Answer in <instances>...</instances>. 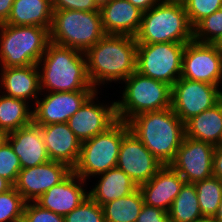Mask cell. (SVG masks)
<instances>
[{
	"mask_svg": "<svg viewBox=\"0 0 222 222\" xmlns=\"http://www.w3.org/2000/svg\"><path fill=\"white\" fill-rule=\"evenodd\" d=\"M37 66L41 93L96 91L87 74L84 52L50 42Z\"/></svg>",
	"mask_w": 222,
	"mask_h": 222,
	"instance_id": "2",
	"label": "cell"
},
{
	"mask_svg": "<svg viewBox=\"0 0 222 222\" xmlns=\"http://www.w3.org/2000/svg\"><path fill=\"white\" fill-rule=\"evenodd\" d=\"M110 0H95L96 5L101 8L102 6L106 5Z\"/></svg>",
	"mask_w": 222,
	"mask_h": 222,
	"instance_id": "45",
	"label": "cell"
},
{
	"mask_svg": "<svg viewBox=\"0 0 222 222\" xmlns=\"http://www.w3.org/2000/svg\"><path fill=\"white\" fill-rule=\"evenodd\" d=\"M22 222H65V220L63 216L42 208L36 202H26Z\"/></svg>",
	"mask_w": 222,
	"mask_h": 222,
	"instance_id": "35",
	"label": "cell"
},
{
	"mask_svg": "<svg viewBox=\"0 0 222 222\" xmlns=\"http://www.w3.org/2000/svg\"><path fill=\"white\" fill-rule=\"evenodd\" d=\"M65 222H105L102 206L89 196L70 213L64 216Z\"/></svg>",
	"mask_w": 222,
	"mask_h": 222,
	"instance_id": "32",
	"label": "cell"
},
{
	"mask_svg": "<svg viewBox=\"0 0 222 222\" xmlns=\"http://www.w3.org/2000/svg\"><path fill=\"white\" fill-rule=\"evenodd\" d=\"M135 222H171L168 212L144 203Z\"/></svg>",
	"mask_w": 222,
	"mask_h": 222,
	"instance_id": "37",
	"label": "cell"
},
{
	"mask_svg": "<svg viewBox=\"0 0 222 222\" xmlns=\"http://www.w3.org/2000/svg\"><path fill=\"white\" fill-rule=\"evenodd\" d=\"M213 144L184 136L174 160L169 164L185 183H196L213 176Z\"/></svg>",
	"mask_w": 222,
	"mask_h": 222,
	"instance_id": "12",
	"label": "cell"
},
{
	"mask_svg": "<svg viewBox=\"0 0 222 222\" xmlns=\"http://www.w3.org/2000/svg\"><path fill=\"white\" fill-rule=\"evenodd\" d=\"M195 222H219L214 217H203L199 220H196Z\"/></svg>",
	"mask_w": 222,
	"mask_h": 222,
	"instance_id": "44",
	"label": "cell"
},
{
	"mask_svg": "<svg viewBox=\"0 0 222 222\" xmlns=\"http://www.w3.org/2000/svg\"><path fill=\"white\" fill-rule=\"evenodd\" d=\"M121 100H116L117 119L128 122L136 115L171 107L172 87L135 71L122 84Z\"/></svg>",
	"mask_w": 222,
	"mask_h": 222,
	"instance_id": "6",
	"label": "cell"
},
{
	"mask_svg": "<svg viewBox=\"0 0 222 222\" xmlns=\"http://www.w3.org/2000/svg\"><path fill=\"white\" fill-rule=\"evenodd\" d=\"M194 185L203 217H214L222 199V180L212 176Z\"/></svg>",
	"mask_w": 222,
	"mask_h": 222,
	"instance_id": "29",
	"label": "cell"
},
{
	"mask_svg": "<svg viewBox=\"0 0 222 222\" xmlns=\"http://www.w3.org/2000/svg\"><path fill=\"white\" fill-rule=\"evenodd\" d=\"M96 91L41 93L33 108V122L39 126L67 123ZM48 93V94H47ZM43 95V96H42Z\"/></svg>",
	"mask_w": 222,
	"mask_h": 222,
	"instance_id": "14",
	"label": "cell"
},
{
	"mask_svg": "<svg viewBox=\"0 0 222 222\" xmlns=\"http://www.w3.org/2000/svg\"><path fill=\"white\" fill-rule=\"evenodd\" d=\"M213 176L222 180V144L217 145L213 154Z\"/></svg>",
	"mask_w": 222,
	"mask_h": 222,
	"instance_id": "38",
	"label": "cell"
},
{
	"mask_svg": "<svg viewBox=\"0 0 222 222\" xmlns=\"http://www.w3.org/2000/svg\"><path fill=\"white\" fill-rule=\"evenodd\" d=\"M8 135L7 132L0 130V148L7 142Z\"/></svg>",
	"mask_w": 222,
	"mask_h": 222,
	"instance_id": "42",
	"label": "cell"
},
{
	"mask_svg": "<svg viewBox=\"0 0 222 222\" xmlns=\"http://www.w3.org/2000/svg\"><path fill=\"white\" fill-rule=\"evenodd\" d=\"M72 169L66 164L48 161L34 167L21 169L14 188L26 202H35L42 194L63 181Z\"/></svg>",
	"mask_w": 222,
	"mask_h": 222,
	"instance_id": "16",
	"label": "cell"
},
{
	"mask_svg": "<svg viewBox=\"0 0 222 222\" xmlns=\"http://www.w3.org/2000/svg\"><path fill=\"white\" fill-rule=\"evenodd\" d=\"M168 214L171 222H195L203 218L194 184L184 183Z\"/></svg>",
	"mask_w": 222,
	"mask_h": 222,
	"instance_id": "28",
	"label": "cell"
},
{
	"mask_svg": "<svg viewBox=\"0 0 222 222\" xmlns=\"http://www.w3.org/2000/svg\"><path fill=\"white\" fill-rule=\"evenodd\" d=\"M218 45L222 49V41Z\"/></svg>",
	"mask_w": 222,
	"mask_h": 222,
	"instance_id": "46",
	"label": "cell"
},
{
	"mask_svg": "<svg viewBox=\"0 0 222 222\" xmlns=\"http://www.w3.org/2000/svg\"><path fill=\"white\" fill-rule=\"evenodd\" d=\"M186 43L137 44L136 71L171 87L181 78Z\"/></svg>",
	"mask_w": 222,
	"mask_h": 222,
	"instance_id": "9",
	"label": "cell"
},
{
	"mask_svg": "<svg viewBox=\"0 0 222 222\" xmlns=\"http://www.w3.org/2000/svg\"><path fill=\"white\" fill-rule=\"evenodd\" d=\"M7 141L19 157L22 169L50 161L41 134V126L33 121L29 125L9 133Z\"/></svg>",
	"mask_w": 222,
	"mask_h": 222,
	"instance_id": "21",
	"label": "cell"
},
{
	"mask_svg": "<svg viewBox=\"0 0 222 222\" xmlns=\"http://www.w3.org/2000/svg\"><path fill=\"white\" fill-rule=\"evenodd\" d=\"M185 180L170 165H163L146 183L139 186L144 203L168 212Z\"/></svg>",
	"mask_w": 222,
	"mask_h": 222,
	"instance_id": "18",
	"label": "cell"
},
{
	"mask_svg": "<svg viewBox=\"0 0 222 222\" xmlns=\"http://www.w3.org/2000/svg\"><path fill=\"white\" fill-rule=\"evenodd\" d=\"M97 183L90 187L88 191L89 197L100 206L107 202L128 196L139 187L137 184L118 167L97 175Z\"/></svg>",
	"mask_w": 222,
	"mask_h": 222,
	"instance_id": "23",
	"label": "cell"
},
{
	"mask_svg": "<svg viewBox=\"0 0 222 222\" xmlns=\"http://www.w3.org/2000/svg\"><path fill=\"white\" fill-rule=\"evenodd\" d=\"M85 185L87 186V182L72 171L63 181L50 188L35 202L42 208L64 217L89 196Z\"/></svg>",
	"mask_w": 222,
	"mask_h": 222,
	"instance_id": "17",
	"label": "cell"
},
{
	"mask_svg": "<svg viewBox=\"0 0 222 222\" xmlns=\"http://www.w3.org/2000/svg\"><path fill=\"white\" fill-rule=\"evenodd\" d=\"M13 187L14 185L10 181L0 176V193L7 192Z\"/></svg>",
	"mask_w": 222,
	"mask_h": 222,
	"instance_id": "41",
	"label": "cell"
},
{
	"mask_svg": "<svg viewBox=\"0 0 222 222\" xmlns=\"http://www.w3.org/2000/svg\"><path fill=\"white\" fill-rule=\"evenodd\" d=\"M162 166L163 163L130 130L123 136L116 167L138 187L148 182Z\"/></svg>",
	"mask_w": 222,
	"mask_h": 222,
	"instance_id": "15",
	"label": "cell"
},
{
	"mask_svg": "<svg viewBox=\"0 0 222 222\" xmlns=\"http://www.w3.org/2000/svg\"><path fill=\"white\" fill-rule=\"evenodd\" d=\"M99 93L96 91L67 121L70 130L81 143L106 131L118 120L116 101H111V104L101 103Z\"/></svg>",
	"mask_w": 222,
	"mask_h": 222,
	"instance_id": "13",
	"label": "cell"
},
{
	"mask_svg": "<svg viewBox=\"0 0 222 222\" xmlns=\"http://www.w3.org/2000/svg\"><path fill=\"white\" fill-rule=\"evenodd\" d=\"M128 1L142 12H146L154 5L159 4L162 0H128Z\"/></svg>",
	"mask_w": 222,
	"mask_h": 222,
	"instance_id": "39",
	"label": "cell"
},
{
	"mask_svg": "<svg viewBox=\"0 0 222 222\" xmlns=\"http://www.w3.org/2000/svg\"><path fill=\"white\" fill-rule=\"evenodd\" d=\"M143 205V195L138 188L128 196L102 205L105 222H135Z\"/></svg>",
	"mask_w": 222,
	"mask_h": 222,
	"instance_id": "27",
	"label": "cell"
},
{
	"mask_svg": "<svg viewBox=\"0 0 222 222\" xmlns=\"http://www.w3.org/2000/svg\"><path fill=\"white\" fill-rule=\"evenodd\" d=\"M0 71L1 94L28 103H31L33 99L35 103L40 98V73L36 64L25 67L0 68Z\"/></svg>",
	"mask_w": 222,
	"mask_h": 222,
	"instance_id": "20",
	"label": "cell"
},
{
	"mask_svg": "<svg viewBox=\"0 0 222 222\" xmlns=\"http://www.w3.org/2000/svg\"><path fill=\"white\" fill-rule=\"evenodd\" d=\"M137 44L188 43L193 40V27L181 0H162L143 12Z\"/></svg>",
	"mask_w": 222,
	"mask_h": 222,
	"instance_id": "4",
	"label": "cell"
},
{
	"mask_svg": "<svg viewBox=\"0 0 222 222\" xmlns=\"http://www.w3.org/2000/svg\"><path fill=\"white\" fill-rule=\"evenodd\" d=\"M99 10L105 34L137 35L143 12L128 0H110Z\"/></svg>",
	"mask_w": 222,
	"mask_h": 222,
	"instance_id": "22",
	"label": "cell"
},
{
	"mask_svg": "<svg viewBox=\"0 0 222 222\" xmlns=\"http://www.w3.org/2000/svg\"><path fill=\"white\" fill-rule=\"evenodd\" d=\"M129 130L128 122L117 120L106 131L82 142L72 171L87 181L116 167L122 138Z\"/></svg>",
	"mask_w": 222,
	"mask_h": 222,
	"instance_id": "8",
	"label": "cell"
},
{
	"mask_svg": "<svg viewBox=\"0 0 222 222\" xmlns=\"http://www.w3.org/2000/svg\"><path fill=\"white\" fill-rule=\"evenodd\" d=\"M41 134L49 159L64 163L73 170L80 155L81 142L68 124L54 123L41 126Z\"/></svg>",
	"mask_w": 222,
	"mask_h": 222,
	"instance_id": "19",
	"label": "cell"
},
{
	"mask_svg": "<svg viewBox=\"0 0 222 222\" xmlns=\"http://www.w3.org/2000/svg\"><path fill=\"white\" fill-rule=\"evenodd\" d=\"M53 10L98 11L95 0H52Z\"/></svg>",
	"mask_w": 222,
	"mask_h": 222,
	"instance_id": "36",
	"label": "cell"
},
{
	"mask_svg": "<svg viewBox=\"0 0 222 222\" xmlns=\"http://www.w3.org/2000/svg\"><path fill=\"white\" fill-rule=\"evenodd\" d=\"M185 136L214 146L222 144V100L185 123Z\"/></svg>",
	"mask_w": 222,
	"mask_h": 222,
	"instance_id": "25",
	"label": "cell"
},
{
	"mask_svg": "<svg viewBox=\"0 0 222 222\" xmlns=\"http://www.w3.org/2000/svg\"><path fill=\"white\" fill-rule=\"evenodd\" d=\"M50 42L86 52L104 35L98 11L53 10Z\"/></svg>",
	"mask_w": 222,
	"mask_h": 222,
	"instance_id": "7",
	"label": "cell"
},
{
	"mask_svg": "<svg viewBox=\"0 0 222 222\" xmlns=\"http://www.w3.org/2000/svg\"><path fill=\"white\" fill-rule=\"evenodd\" d=\"M85 57L89 80L98 91L111 82L122 84L136 71L137 42L134 36L105 34Z\"/></svg>",
	"mask_w": 222,
	"mask_h": 222,
	"instance_id": "1",
	"label": "cell"
},
{
	"mask_svg": "<svg viewBox=\"0 0 222 222\" xmlns=\"http://www.w3.org/2000/svg\"><path fill=\"white\" fill-rule=\"evenodd\" d=\"M193 40L211 44L222 41V8L204 17L193 27Z\"/></svg>",
	"mask_w": 222,
	"mask_h": 222,
	"instance_id": "30",
	"label": "cell"
},
{
	"mask_svg": "<svg viewBox=\"0 0 222 222\" xmlns=\"http://www.w3.org/2000/svg\"><path fill=\"white\" fill-rule=\"evenodd\" d=\"M50 43L48 28L0 24V68L37 65Z\"/></svg>",
	"mask_w": 222,
	"mask_h": 222,
	"instance_id": "5",
	"label": "cell"
},
{
	"mask_svg": "<svg viewBox=\"0 0 222 222\" xmlns=\"http://www.w3.org/2000/svg\"><path fill=\"white\" fill-rule=\"evenodd\" d=\"M26 201L13 187L0 193V222H22Z\"/></svg>",
	"mask_w": 222,
	"mask_h": 222,
	"instance_id": "31",
	"label": "cell"
},
{
	"mask_svg": "<svg viewBox=\"0 0 222 222\" xmlns=\"http://www.w3.org/2000/svg\"><path fill=\"white\" fill-rule=\"evenodd\" d=\"M214 218L218 220L219 222H222V199L220 201V204L218 206L217 213L214 215Z\"/></svg>",
	"mask_w": 222,
	"mask_h": 222,
	"instance_id": "43",
	"label": "cell"
},
{
	"mask_svg": "<svg viewBox=\"0 0 222 222\" xmlns=\"http://www.w3.org/2000/svg\"><path fill=\"white\" fill-rule=\"evenodd\" d=\"M52 16V0H14L4 24L41 26L50 30Z\"/></svg>",
	"mask_w": 222,
	"mask_h": 222,
	"instance_id": "24",
	"label": "cell"
},
{
	"mask_svg": "<svg viewBox=\"0 0 222 222\" xmlns=\"http://www.w3.org/2000/svg\"><path fill=\"white\" fill-rule=\"evenodd\" d=\"M130 131L163 165L175 158L185 136V124L171 107L146 112L128 121Z\"/></svg>",
	"mask_w": 222,
	"mask_h": 222,
	"instance_id": "3",
	"label": "cell"
},
{
	"mask_svg": "<svg viewBox=\"0 0 222 222\" xmlns=\"http://www.w3.org/2000/svg\"><path fill=\"white\" fill-rule=\"evenodd\" d=\"M13 2L14 0H0V24L8 19Z\"/></svg>",
	"mask_w": 222,
	"mask_h": 222,
	"instance_id": "40",
	"label": "cell"
},
{
	"mask_svg": "<svg viewBox=\"0 0 222 222\" xmlns=\"http://www.w3.org/2000/svg\"><path fill=\"white\" fill-rule=\"evenodd\" d=\"M181 78L222 85V49L218 44L190 41L182 55Z\"/></svg>",
	"mask_w": 222,
	"mask_h": 222,
	"instance_id": "11",
	"label": "cell"
},
{
	"mask_svg": "<svg viewBox=\"0 0 222 222\" xmlns=\"http://www.w3.org/2000/svg\"><path fill=\"white\" fill-rule=\"evenodd\" d=\"M222 87L180 78L172 86L171 108L185 124L222 100Z\"/></svg>",
	"mask_w": 222,
	"mask_h": 222,
	"instance_id": "10",
	"label": "cell"
},
{
	"mask_svg": "<svg viewBox=\"0 0 222 222\" xmlns=\"http://www.w3.org/2000/svg\"><path fill=\"white\" fill-rule=\"evenodd\" d=\"M21 169L19 157L14 153L10 143L5 142L0 148V176L14 185Z\"/></svg>",
	"mask_w": 222,
	"mask_h": 222,
	"instance_id": "34",
	"label": "cell"
},
{
	"mask_svg": "<svg viewBox=\"0 0 222 222\" xmlns=\"http://www.w3.org/2000/svg\"><path fill=\"white\" fill-rule=\"evenodd\" d=\"M32 106L33 103L0 94V130L9 134L29 125L33 121Z\"/></svg>",
	"mask_w": 222,
	"mask_h": 222,
	"instance_id": "26",
	"label": "cell"
},
{
	"mask_svg": "<svg viewBox=\"0 0 222 222\" xmlns=\"http://www.w3.org/2000/svg\"><path fill=\"white\" fill-rule=\"evenodd\" d=\"M189 23L194 27L204 17L222 8V0H181Z\"/></svg>",
	"mask_w": 222,
	"mask_h": 222,
	"instance_id": "33",
	"label": "cell"
}]
</instances>
